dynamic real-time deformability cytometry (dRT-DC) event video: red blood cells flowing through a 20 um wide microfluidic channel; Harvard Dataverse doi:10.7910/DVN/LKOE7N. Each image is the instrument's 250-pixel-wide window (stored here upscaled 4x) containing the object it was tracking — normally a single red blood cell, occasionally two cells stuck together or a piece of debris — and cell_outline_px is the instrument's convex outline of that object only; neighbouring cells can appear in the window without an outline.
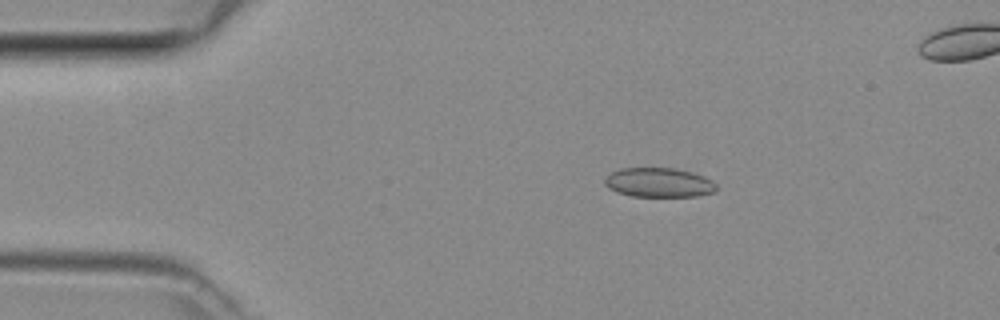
{"species": "common noctule bat (a hibernating species)", "species_latin": "Nyctalus noctula", "temperature_condition": "room temperature", "stored_images_in_passage": 40, "segment_of_instrument_passage": [1, 2], "camera_frame_rate_fps": 3000, "um_per_image_px": 0.085, "animal": {"sex": "female", "body_mass_g": 29.2, "forearm_length_mm": 56.3}, "frame": {"image": 1, "passage_image": 1, "time_ms": 0.0, "image_size_px": [1000, 320], "cell_outline_px": [[716, 192], [696, 196], [632, 196], [616, 192], [608, 188], [604, 184], [604, 180], [612, 172], [620, 168], [676, 168], [692, 172], [704, 176], [712, 180], [716, 184]], "centroid_in_image_um": [56.01, 15.51], "position_along_channel_um": 29.0, "area_um2": 19.19}}
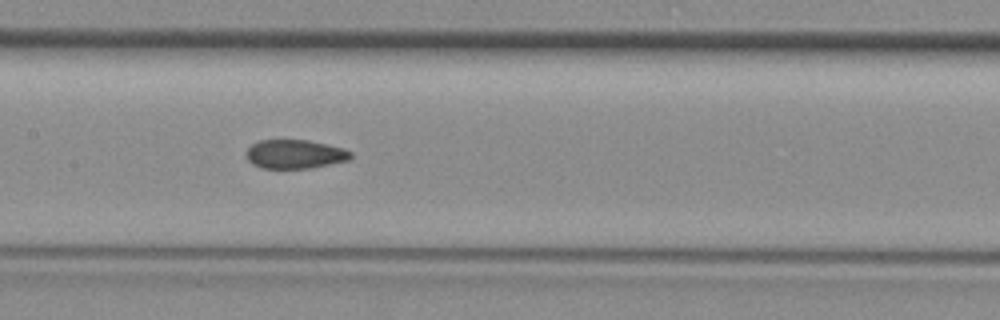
{"frame": {"image": 2, "passage_image": 15, "time_ms": 4.667, "image_size_px": [1000, 320], "cell_outline_px": [[352, 156], [348, 160], [312, 168], [264, 168], [252, 164], [248, 160], [248, 148], [252, 144], [260, 140], [308, 140], [344, 148], [352, 152]], "centroid_in_image_um": [25.1, 13.1], "position_along_channel_um": 182.3, "area_um2": 17.46}}
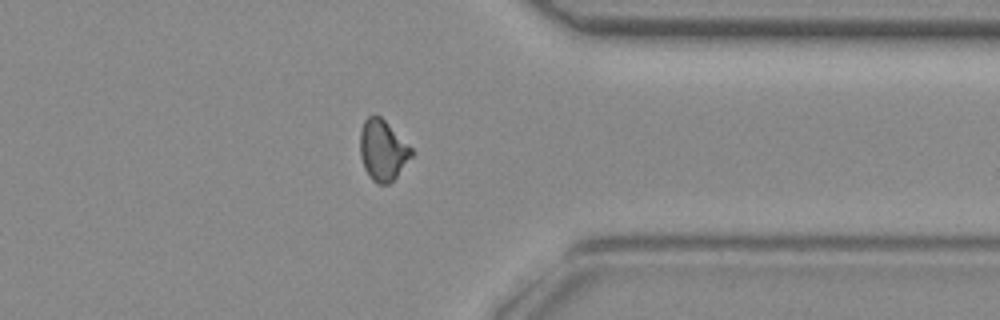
{"frame": {"image": 3, "passage_image": 29, "time_ms": 9.333, "image_size_px": [1000, 320], "cell_outline_px": [[412, 156], [396, 176], [388, 184], [380, 184], [372, 180], [368, 176], [364, 168], [360, 156], [360, 132], [364, 120], [368, 116], [380, 116], [412, 148]], "centroid_in_image_um": [32.51, 12.78], "position_along_channel_um": 378.9, "area_um2": 17.92}}